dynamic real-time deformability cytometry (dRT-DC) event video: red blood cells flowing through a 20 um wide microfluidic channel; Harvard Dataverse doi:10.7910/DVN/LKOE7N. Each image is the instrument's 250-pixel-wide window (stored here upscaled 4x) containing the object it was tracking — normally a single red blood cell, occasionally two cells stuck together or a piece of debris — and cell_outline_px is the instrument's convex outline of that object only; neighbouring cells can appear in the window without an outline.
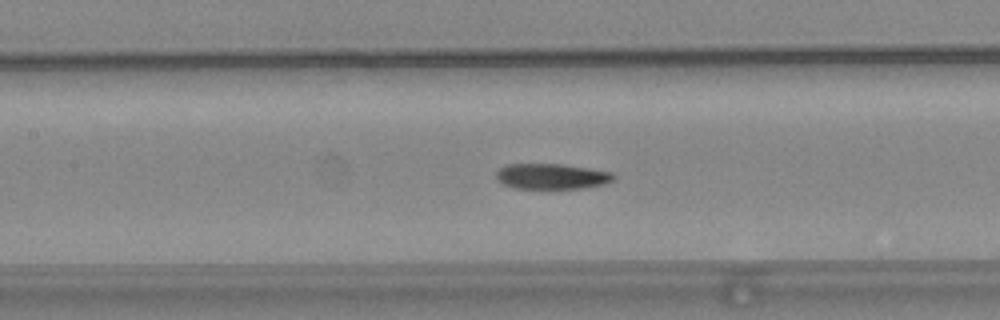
{"species": "common noctule bat (a hibernating species)", "species_latin": "Nyctalus noctula", "temperature_condition": "warm", "stored_images_in_passage": 44, "camera_frame_rate_fps": 3000, "um_per_image_px": 0.085, "animal": {"sex": "female", "body_mass_g": 24.6, "forearm_length_mm": 56.2}, "frame": {"image": 1, "passage_image": 25, "time_ms": 8.0, "image_size_px": [1000, 320], "cell_outline_px": [[616, 176], [612, 180], [604, 184], [584, 188], [512, 188], [496, 180], [496, 172], [504, 164], [564, 164], [612, 172]], "centroid_in_image_um": [46.87, 14.98], "position_along_channel_um": 160.5, "area_um2": 17.51}}
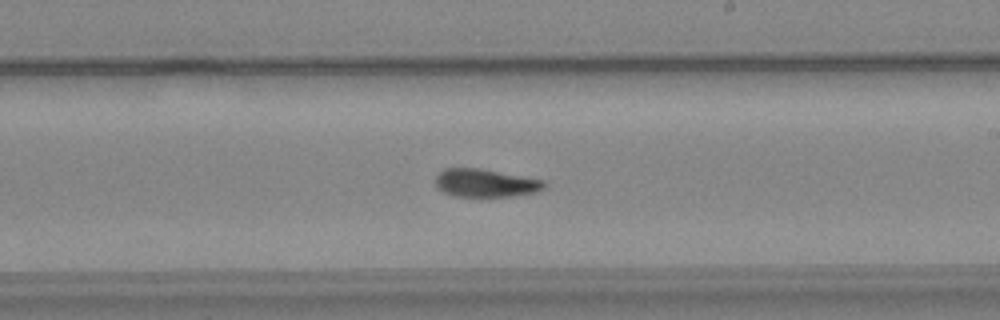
{"frame": {"image": 2, "passage_image": 32, "time_ms": 10.333, "image_size_px": [1000, 320], "cell_outline_px": [[544, 188], [536, 192], [512, 196], [480, 200], [452, 196], [436, 188], [436, 176], [444, 168], [480, 168], [544, 180]], "centroid_in_image_um": [41.22, 15.61], "position_along_channel_um": 247.8, "area_um2": 18.55}}
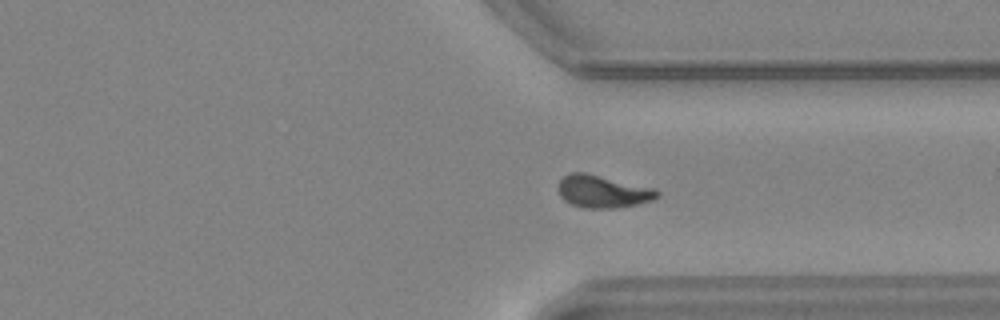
{"frame": {"image": 3, "passage_image": 41, "time_ms": 13.333, "image_size_px": [1000, 320], "cell_outline_px": [[660, 196], [652, 200], [636, 204], [616, 208], [584, 208], [572, 204], [564, 200], [560, 196], [556, 188], [560, 180], [568, 172], [584, 172], [656, 188], [660, 192]], "centroid_in_image_um": [51.22, 16.27], "position_along_channel_um": 360.2, "area_um2": 18.96}}